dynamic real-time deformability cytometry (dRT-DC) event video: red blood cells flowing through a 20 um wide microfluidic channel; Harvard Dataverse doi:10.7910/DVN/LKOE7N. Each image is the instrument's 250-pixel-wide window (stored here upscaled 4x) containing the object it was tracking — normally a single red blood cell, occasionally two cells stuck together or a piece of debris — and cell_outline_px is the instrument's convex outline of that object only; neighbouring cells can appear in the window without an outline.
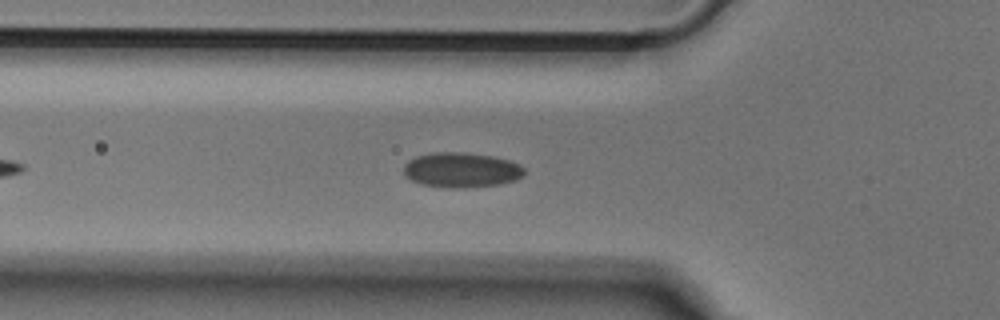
{"species": "Egyptian fruit bat (a non-hibernating species)", "species_latin": "Rousettus aegyptiacus", "temperature_condition": "cold", "stored_images_in_passage": 19, "camera_frame_rate_fps": 3000, "um_per_image_px": 0.085, "animal": {"sex": "male"}, "frame": {"image": 1, "passage_image": 3, "time_ms": 0.667, "image_size_px": [1000, 320], "cell_outline_px": [[524, 176], [516, 180], [496, 184], [464, 188], [448, 188], [420, 184], [404, 176], [404, 164], [408, 160], [416, 156], [432, 152], [460, 152], [492, 156], [508, 160], [520, 164], [524, 168]], "centroid_in_image_um": [39.19, 14.45], "position_along_channel_um": 86.6, "area_um2": 24.68}}
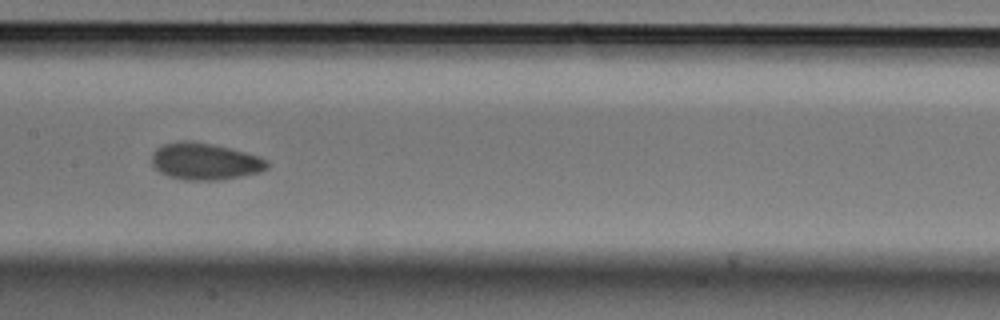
{"frame": {"image": 2, "passage_image": 11, "time_ms": 3.333, "image_size_px": [1000, 320], "cell_outline_px": [[268, 168], [260, 172], [220, 180], [184, 180], [168, 176], [160, 172], [152, 164], [152, 152], [156, 148], [164, 144], [212, 144], [232, 148], [260, 156], [268, 160]], "centroid_in_image_um": [17.48, 13.76], "position_along_channel_um": 189.9, "area_um2": 24.16}}
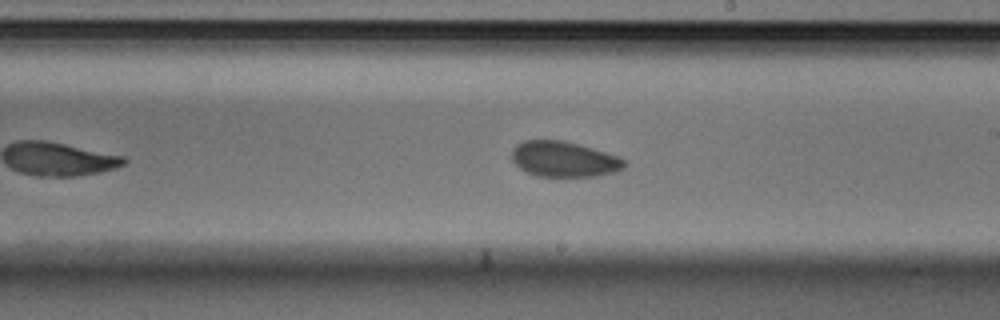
{"frame": {"image": 3, "passage_image": 15, "time_ms": 4.667, "image_size_px": [1000, 320], "cell_outline_px": [[628, 164], [624, 168], [616, 172], [596, 176], [536, 176], [524, 172], [512, 160], [512, 148], [516, 144], [524, 140], [564, 140], [592, 148], [616, 156], [624, 160]], "centroid_in_image_um": [47.91, 13.53], "position_along_channel_um": 241.1, "area_um2": 23.35}}